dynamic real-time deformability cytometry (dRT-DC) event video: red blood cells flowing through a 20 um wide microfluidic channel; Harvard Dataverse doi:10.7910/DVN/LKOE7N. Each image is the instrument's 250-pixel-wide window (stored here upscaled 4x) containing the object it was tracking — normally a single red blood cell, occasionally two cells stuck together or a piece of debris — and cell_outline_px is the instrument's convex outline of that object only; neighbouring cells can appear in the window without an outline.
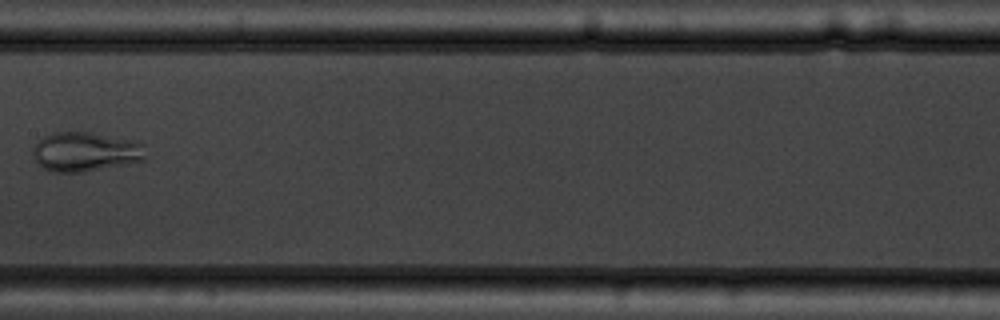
{"species": "common noctule bat (a hibernating species)", "species_latin": "Nyctalus noctula", "temperature_condition": "warm", "stored_images_in_passage": 7, "camera_frame_rate_fps": 3000, "um_per_image_px": 0.085, "animal": {"sex": "male", "body_mass_g": 19.5, "forearm_length_mm": 54.6}, "frame": {"image": 1, "passage_image": 6, "time_ms": 6.667, "image_size_px": [1000, 320], "cell_outline_px": [[144, 160], [128, 164], [84, 172], [52, 172], [44, 168], [32, 156], [32, 148], [44, 136], [52, 132], [92, 132], [128, 140], [144, 144]], "centroid_in_image_um": [7.23, 12.91], "position_along_channel_um": 200.2, "area_um2": 25.78}}